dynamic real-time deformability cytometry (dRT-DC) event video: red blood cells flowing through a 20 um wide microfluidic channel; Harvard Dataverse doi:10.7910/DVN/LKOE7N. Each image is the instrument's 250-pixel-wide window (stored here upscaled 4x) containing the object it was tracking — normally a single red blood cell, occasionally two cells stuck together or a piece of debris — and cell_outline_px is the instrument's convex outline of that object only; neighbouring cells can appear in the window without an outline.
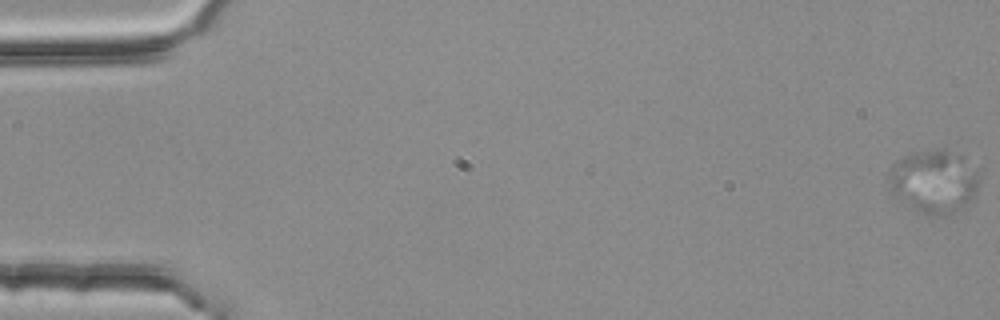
{"species": "common noctule bat (a hibernating species)", "species_latin": "Nyctalus noctula", "temperature_condition": "room temperature", "stored_images_in_passage": 5, "camera_frame_rate_fps": 3000, "um_per_image_px": 0.085, "animal": {"sex": "female", "body_mass_g": 25.1}, "frame": {"image": 1, "passage_image": 1, "time_ms": 0.0, "image_size_px": [1000, 320], "cell_outline_px": [[980, 172], [976, 196], [964, 208], [948, 216], [928, 216], [916, 212], [896, 200], [892, 196], [888, 188], [888, 172], [896, 160], [900, 156], [908, 152], [940, 148], [944, 148], [964, 156], [980, 168]], "centroid_in_image_um": [79.38, 15.43], "position_along_channel_um": 5.6, "area_um2": 35.43}}
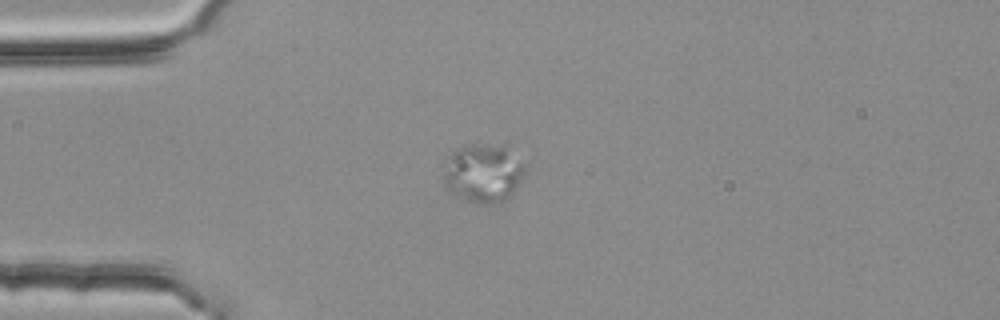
{"frame": {"image": 2, "passage_image": 4, "time_ms": 1.0, "image_size_px": [1000, 320], "cell_outline_px": [[524, 172], [516, 188], [504, 200], [488, 204], [476, 204], [452, 192], [444, 184], [440, 164], [444, 156], [456, 148], [468, 144], [504, 144], [524, 164]], "centroid_in_image_um": [40.97, 14.65], "position_along_channel_um": 44.0, "area_um2": 28.32}}